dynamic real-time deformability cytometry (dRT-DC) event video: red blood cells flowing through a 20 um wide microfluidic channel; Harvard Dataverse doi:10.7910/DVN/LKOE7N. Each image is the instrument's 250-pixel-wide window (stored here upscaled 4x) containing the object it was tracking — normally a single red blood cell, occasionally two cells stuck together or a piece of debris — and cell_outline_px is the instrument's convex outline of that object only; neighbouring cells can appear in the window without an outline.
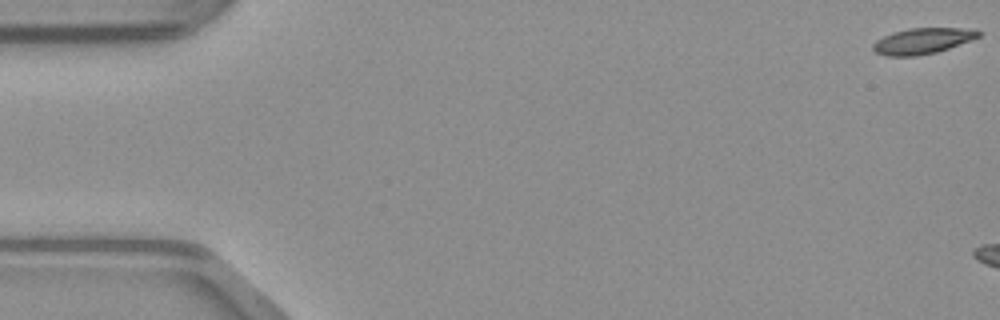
{"species": "common noctule bat (a hibernating species)", "species_latin": "Nyctalus noctula", "temperature_condition": "warm", "stored_images_in_passage": 10, "camera_frame_rate_fps": 3000, "um_per_image_px": 0.085, "animal": {"sex": "male", "body_mass_g": 23.1, "forearm_length_mm": 52.7}, "frame": {"image": 1, "passage_image": 1, "time_ms": 0.0, "image_size_px": [1000, 320], "cell_outline_px": [[980, 36], [972, 40], [936, 52], [916, 56], [884, 56], [876, 52], [872, 48], [872, 44], [876, 40], [892, 32], [908, 28], [976, 28], [980, 32]], "centroid_in_image_um": [78.41, 3.47], "position_along_channel_um": 6.6, "area_um2": 16.01}}